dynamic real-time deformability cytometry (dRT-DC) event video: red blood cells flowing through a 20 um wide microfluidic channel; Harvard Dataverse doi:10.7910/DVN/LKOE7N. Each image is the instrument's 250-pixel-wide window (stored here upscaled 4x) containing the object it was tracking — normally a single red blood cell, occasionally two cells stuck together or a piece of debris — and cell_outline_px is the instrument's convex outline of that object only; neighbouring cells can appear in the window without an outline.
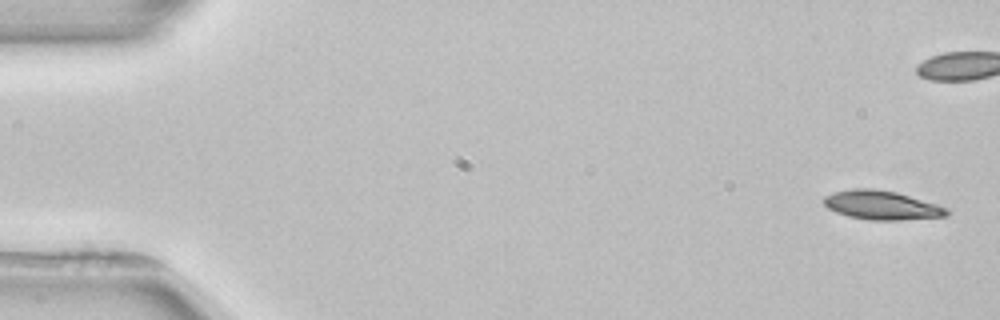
{"species": "common noctule bat (a hibernating species)", "species_latin": "Nyctalus noctula", "temperature_condition": "room temperature", "stored_images_in_passage": 6, "camera_frame_rate_fps": 3000, "um_per_image_px": 0.085, "animal": {"sex": "female", "body_mass_g": 22.7, "forearm_length_mm": 54.2}, "frame": {"image": 1, "passage_image": 1, "time_ms": 0.0, "image_size_px": [1000, 320], "cell_outline_px": [[948, 216], [900, 220], [868, 220], [848, 216], [836, 212], [828, 208], [824, 204], [824, 196], [836, 192], [852, 188], [872, 188], [896, 192], [936, 204], [948, 208]], "centroid_in_image_um": [74.94, 17.44], "position_along_channel_um": 10.1, "area_um2": 20.63}}